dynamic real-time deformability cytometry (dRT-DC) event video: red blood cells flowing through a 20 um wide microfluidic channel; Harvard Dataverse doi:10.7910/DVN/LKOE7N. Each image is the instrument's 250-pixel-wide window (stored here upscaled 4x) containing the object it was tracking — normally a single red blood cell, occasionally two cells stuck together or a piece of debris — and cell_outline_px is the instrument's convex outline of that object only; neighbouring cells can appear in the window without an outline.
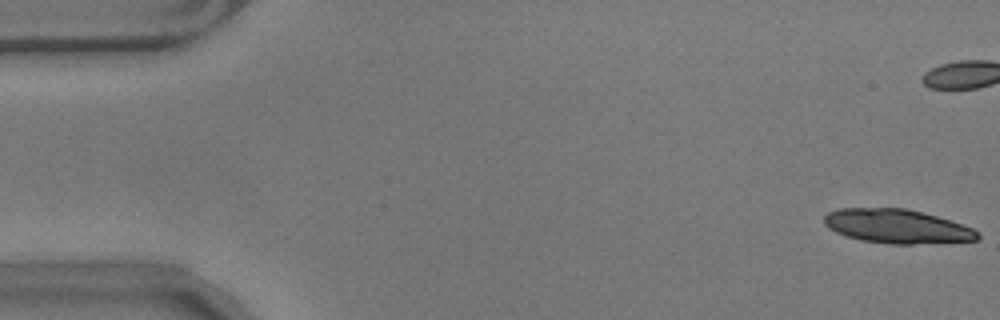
{"species": "common noctule bat (a hibernating species)", "species_latin": "Nyctalus noctula", "temperature_condition": "warm", "stored_images_in_passage": 16, "camera_frame_rate_fps": 3000, "um_per_image_px": 0.085, "animal": {"sex": "male", "body_mass_g": 17.9}, "frame": {"image": 1, "passage_image": 1, "time_ms": 0.0, "image_size_px": [1000, 320], "cell_outline_px": [[980, 236], [976, 240], [912, 244], [892, 244], [860, 240], [844, 236], [828, 228], [824, 224], [824, 216], [828, 212], [840, 208], [904, 208], [936, 216], [972, 228], [980, 232]], "centroid_in_image_um": [76.19, 19.24], "position_along_channel_um": 8.8, "area_um2": 30.23}}